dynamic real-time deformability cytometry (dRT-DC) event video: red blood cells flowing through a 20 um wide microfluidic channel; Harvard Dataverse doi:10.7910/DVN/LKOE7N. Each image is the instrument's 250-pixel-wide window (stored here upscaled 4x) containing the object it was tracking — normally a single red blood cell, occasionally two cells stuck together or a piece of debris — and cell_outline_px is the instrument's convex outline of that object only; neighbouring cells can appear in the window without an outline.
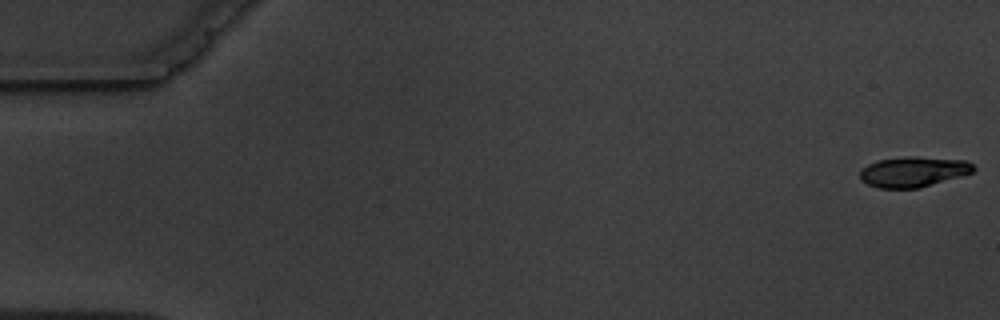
{"species": "common noctule bat (a hibernating species)", "species_latin": "Nyctalus noctula", "temperature_condition": "warm", "stored_images_in_passage": 9, "camera_frame_rate_fps": 3000, "um_per_image_px": 0.085, "animal": {"sex": "male", "body_mass_g": 19.5, "forearm_length_mm": 54.6}, "frame": {"image": 1, "passage_image": 1, "time_ms": 0.0, "image_size_px": [1000, 320], "cell_outline_px": [[976, 168], [972, 172], [960, 176], [920, 188], [880, 188], [868, 184], [860, 180], [860, 168], [868, 164], [880, 160], [904, 156], [912, 156], [968, 160]], "centroid_in_image_um": [77.62, 14.59], "position_along_channel_um": 7.4, "area_um2": 20.11}}
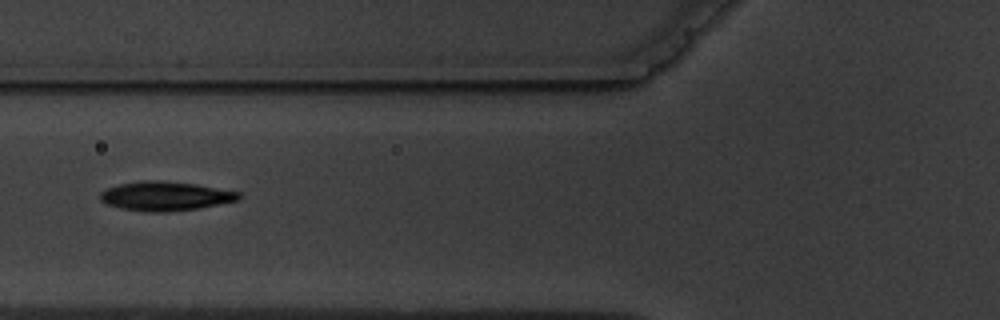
{"frame": {"image": 2, "passage_image": 7, "time_ms": 7.0, "image_size_px": [1000, 320], "cell_outline_px": [[240, 200], [200, 208], [168, 212], [144, 212], [120, 208], [108, 204], [100, 200], [100, 192], [108, 188], [120, 184], [144, 180], [160, 180], [196, 184], [240, 192]], "centroid_in_image_um": [14.07, 16.67], "position_along_channel_um": 111.7, "area_um2": 23.64}}
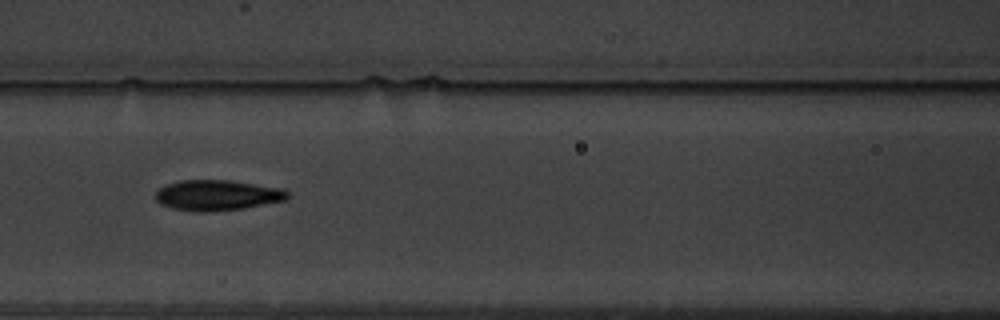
{"frame": {"image": 3, "passage_image": 8, "time_ms": 8.0, "image_size_px": [1000, 320], "cell_outline_px": [[288, 200], [244, 208], [208, 212], [196, 212], [172, 208], [160, 204], [156, 200], [156, 192], [160, 188], [168, 184], [180, 180], [232, 180], [284, 188], [288, 192]], "centroid_in_image_um": [18.5, 16.59], "position_along_channel_um": 148.1, "area_um2": 23.7}}